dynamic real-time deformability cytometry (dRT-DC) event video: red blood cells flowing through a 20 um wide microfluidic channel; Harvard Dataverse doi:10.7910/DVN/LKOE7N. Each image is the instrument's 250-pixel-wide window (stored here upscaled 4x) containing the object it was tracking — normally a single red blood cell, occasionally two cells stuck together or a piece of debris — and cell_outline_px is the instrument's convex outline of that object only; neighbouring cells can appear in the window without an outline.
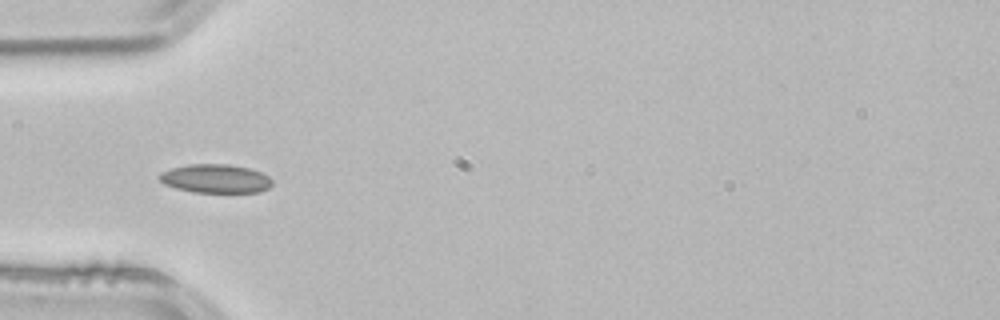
{"species": "common noctule bat (a hibernating species)", "species_latin": "Nyctalus noctula", "temperature_condition": "room temperature", "stored_images_in_passage": 4, "camera_frame_rate_fps": 3000, "um_per_image_px": 0.085, "animal": {"sex": "male", "body_mass_g": 21.5, "forearm_length_mm": 52.0}, "frame": {"image": 1, "passage_image": 3, "time_ms": 0.667, "image_size_px": [1000, 320], "cell_outline_px": [[272, 184], [268, 188], [260, 192], [192, 192], [176, 188], [164, 184], [156, 176], [160, 172], [172, 168], [188, 164], [228, 164], [248, 168], [260, 172], [268, 176], [272, 180]], "centroid_in_image_um": [18.29, 15.18], "position_along_channel_um": 66.7, "area_um2": 18.9}}